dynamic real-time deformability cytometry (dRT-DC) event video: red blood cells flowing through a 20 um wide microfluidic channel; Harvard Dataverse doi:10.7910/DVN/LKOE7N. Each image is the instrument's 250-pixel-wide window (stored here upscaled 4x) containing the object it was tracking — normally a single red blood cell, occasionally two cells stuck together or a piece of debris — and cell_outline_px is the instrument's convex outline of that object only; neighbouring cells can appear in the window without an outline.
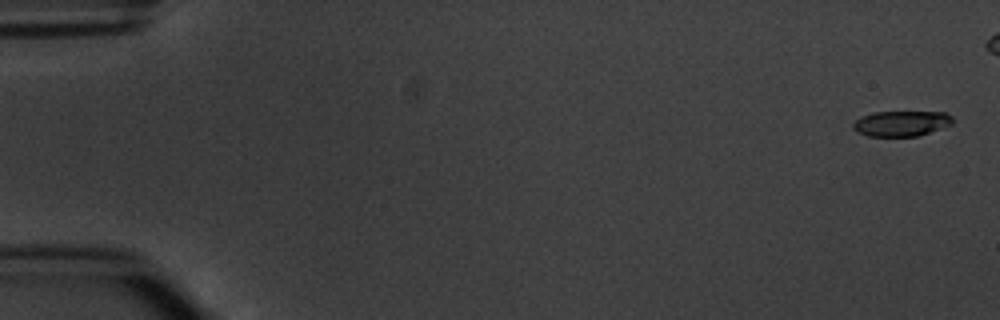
{"species": "common noctule bat (a hibernating species)", "species_latin": "Nyctalus noctula", "temperature_condition": "warm", "stored_images_in_passage": 4, "camera_frame_rate_fps": 3000, "um_per_image_px": 0.085, "animal": {"sex": "male", "body_mass_g": 20.1, "forearm_length_mm": 53.5}, "frame": {"image": 1, "passage_image": 1, "time_ms": 0.0, "image_size_px": [1000, 320], "cell_outline_px": [[952, 124], [920, 136], [868, 136], [856, 132], [852, 128], [852, 124], [860, 116], [872, 112], [944, 112], [952, 116]], "centroid_in_image_um": [76.58, 10.5], "position_along_channel_um": 8.4, "area_um2": 14.85}}